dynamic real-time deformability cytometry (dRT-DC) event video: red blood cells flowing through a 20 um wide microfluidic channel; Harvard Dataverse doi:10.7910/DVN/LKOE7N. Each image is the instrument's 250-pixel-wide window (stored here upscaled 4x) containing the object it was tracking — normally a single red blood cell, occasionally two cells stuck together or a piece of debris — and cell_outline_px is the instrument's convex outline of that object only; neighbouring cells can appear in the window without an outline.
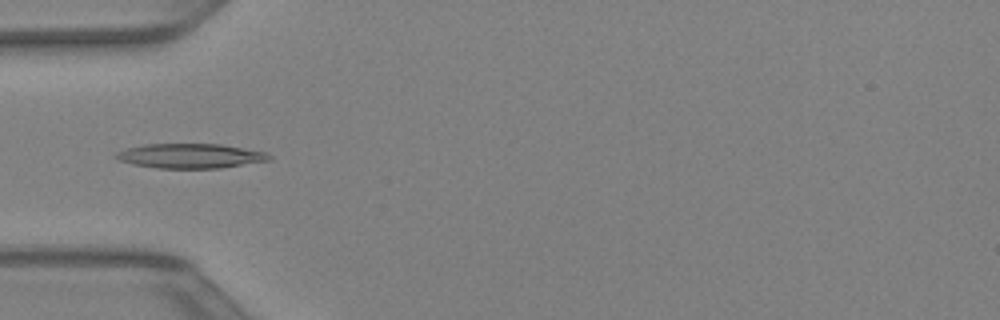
{"species": "Egyptian fruit bat (a non-hibernating species)", "species_latin": "Rousettus aegyptiacus", "temperature_condition": "warm", "stored_images_in_passage": 36, "camera_frame_rate_fps": 3000, "um_per_image_px": 0.085, "animal": {"sex": "female"}, "frame": {"image": 1, "passage_image": 7, "time_ms": 2.0, "image_size_px": [1000, 320], "cell_outline_px": [[272, 160], [220, 168], [156, 168], [132, 164], [120, 160], [112, 156], [116, 152], [128, 148], [144, 144], [220, 144], [268, 152], [272, 156]], "centroid_in_image_um": [16.2, 13.25], "position_along_channel_um": 68.8, "area_um2": 22.08}}
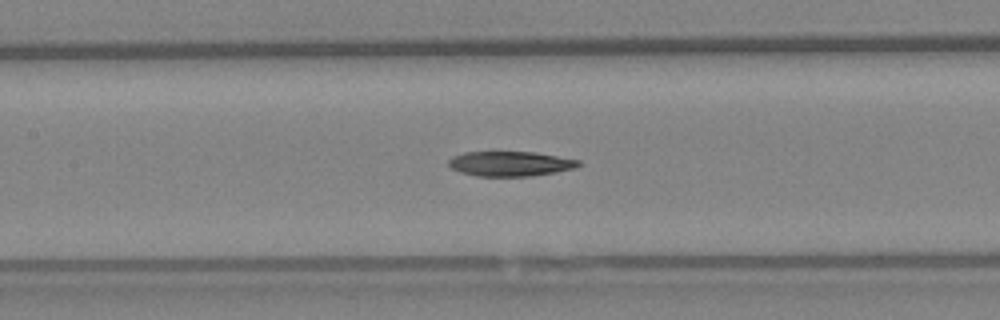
{"frame": {"image": 2, "passage_image": 13, "time_ms": 4.0, "image_size_px": [1000, 320], "cell_outline_px": [[580, 164], [572, 168], [556, 172], [532, 176], [476, 176], [460, 172], [452, 168], [448, 164], [448, 160], [452, 156], [464, 152], [536, 152], [580, 160]], "centroid_in_image_um": [43.34, 13.91], "position_along_channel_um": 164.1, "area_um2": 18.79}}
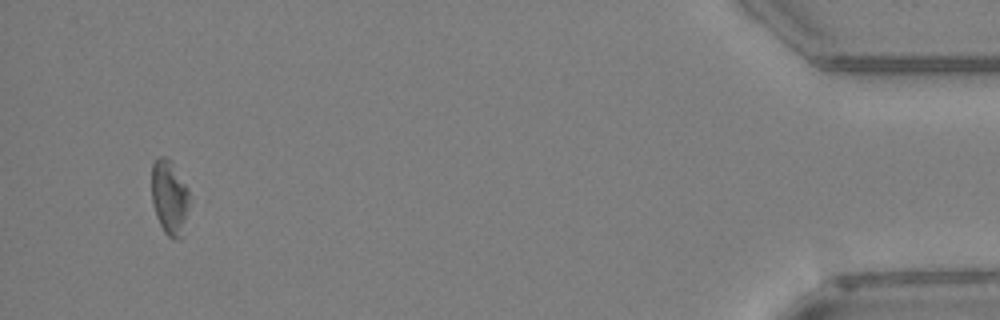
{"frame": {"image": 3, "passage_image": 34, "time_ms": 11.0, "image_size_px": [1000, 320], "cell_outline_px": [[188, 204], [180, 236], [176, 240], [168, 236], [164, 232], [156, 216], [152, 204], [152, 164], [160, 156], [164, 156], [172, 160], [188, 188]], "centroid_in_image_um": [14.37, 16.71], "position_along_channel_um": 420.8, "area_um2": 16.13}}